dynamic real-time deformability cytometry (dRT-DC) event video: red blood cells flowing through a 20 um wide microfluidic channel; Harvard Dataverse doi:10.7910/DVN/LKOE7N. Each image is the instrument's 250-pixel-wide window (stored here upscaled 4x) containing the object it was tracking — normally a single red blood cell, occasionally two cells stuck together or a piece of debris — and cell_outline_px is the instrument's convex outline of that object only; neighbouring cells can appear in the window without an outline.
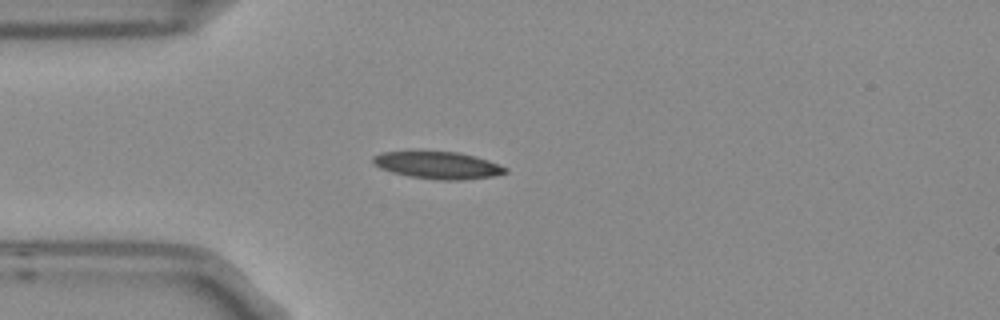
{"species": "Egyptian fruit bat (a non-hibernating species)", "species_latin": "Rousettus aegyptiacus", "temperature_condition": "room temperature", "stored_images_in_passage": 5, "camera_frame_rate_fps": 3000, "um_per_image_px": 0.085, "frame": {"image": 1, "passage_image": 4, "time_ms": 1.0, "image_size_px": [1000, 320], "cell_outline_px": [[508, 172], [492, 176], [460, 180], [440, 180], [412, 176], [392, 172], [380, 168], [372, 160], [372, 156], [380, 152], [456, 152], [488, 160], [508, 168]], "centroid_in_image_um": [37.22, 14.05], "position_along_channel_um": 47.8, "area_um2": 20.52}}